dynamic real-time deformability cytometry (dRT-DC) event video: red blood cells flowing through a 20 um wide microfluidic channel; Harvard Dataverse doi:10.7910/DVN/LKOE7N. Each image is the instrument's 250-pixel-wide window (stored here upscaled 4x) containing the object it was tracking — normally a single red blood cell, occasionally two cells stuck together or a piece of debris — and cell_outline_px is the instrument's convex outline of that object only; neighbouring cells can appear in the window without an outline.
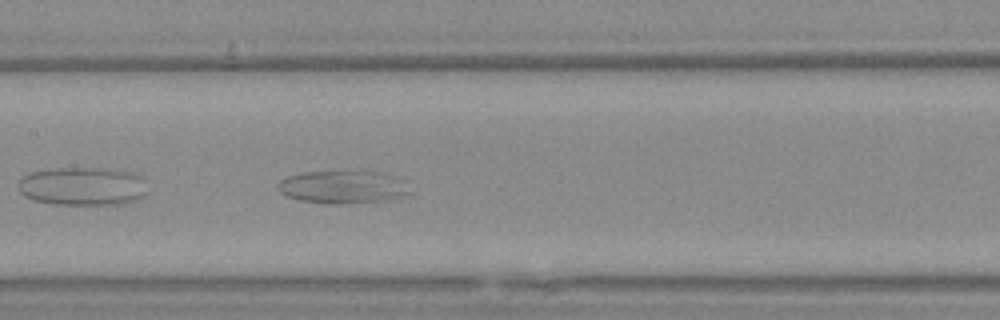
{"species": "Egyptian fruit bat (a non-hibernating species)", "species_latin": "Rousettus aegyptiacus", "temperature_condition": "warm", "stored_images_in_passage": 35, "camera_frame_rate_fps": 3000, "um_per_image_px": 0.085, "animal": {"sex": "female"}, "frame": {"image": 1, "passage_image": 11, "time_ms": 3.333, "image_size_px": [1000, 320], "cell_outline_px": [[412, 192], [404, 196], [392, 200], [344, 204], [332, 204], [300, 200], [288, 196], [280, 192], [276, 188], [276, 184], [280, 180], [288, 176], [304, 172], [384, 172], [400, 176], [404, 180]], "centroid_in_image_um": [29.22, 15.9], "position_along_channel_um": 178.2, "area_um2": 25.61}}